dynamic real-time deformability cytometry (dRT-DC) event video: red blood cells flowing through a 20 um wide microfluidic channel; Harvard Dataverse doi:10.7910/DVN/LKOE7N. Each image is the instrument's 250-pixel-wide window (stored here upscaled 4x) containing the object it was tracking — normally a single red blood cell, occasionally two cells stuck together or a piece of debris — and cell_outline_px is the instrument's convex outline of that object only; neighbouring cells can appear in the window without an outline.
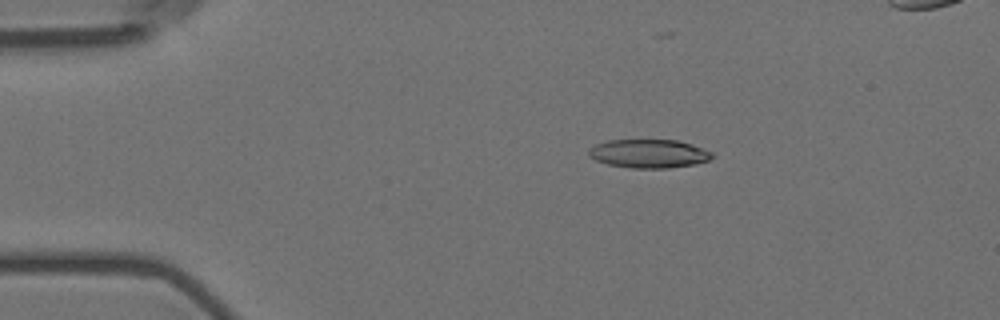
{"species": "Egyptian fruit bat (a non-hibernating species)", "species_latin": "Rousettus aegyptiacus", "temperature_condition": "room temperature", "stored_images_in_passage": 6, "camera_frame_rate_fps": 3000, "um_per_image_px": 0.085, "animal": {"sex": "female"}, "frame": {"image": 1, "passage_image": 3, "time_ms": 0.667, "image_size_px": [1000, 320], "cell_outline_px": [[716, 156], [708, 160], [692, 164], [668, 168], [632, 168], [608, 164], [596, 160], [588, 156], [588, 152], [596, 144], [608, 140], [676, 140], [692, 144], [712, 152]], "centroid_in_image_um": [55.16, 13.05], "position_along_channel_um": 29.8, "area_um2": 20.4}}
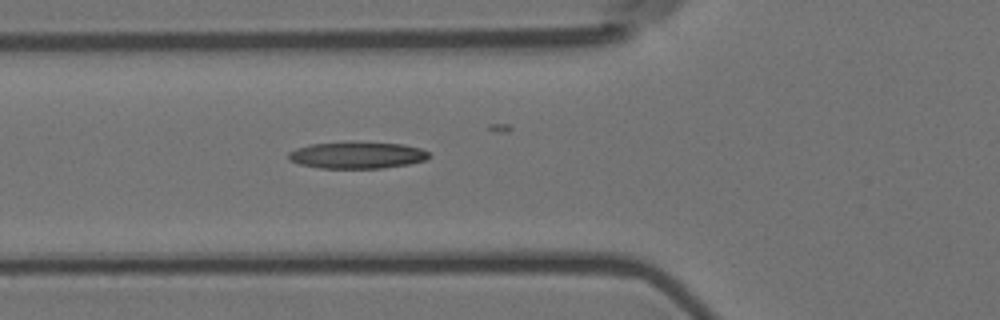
{"frame": {"image": 2, "passage_image": 6, "time_ms": 1.667, "image_size_px": [1000, 320], "cell_outline_px": [[432, 156], [424, 160], [408, 164], [384, 168], [320, 168], [300, 164], [288, 160], [288, 152], [296, 148], [312, 144], [404, 144], [420, 148], [428, 152]], "centroid_in_image_um": [30.36, 13.23], "position_along_channel_um": 95.4, "area_um2": 21.1}}